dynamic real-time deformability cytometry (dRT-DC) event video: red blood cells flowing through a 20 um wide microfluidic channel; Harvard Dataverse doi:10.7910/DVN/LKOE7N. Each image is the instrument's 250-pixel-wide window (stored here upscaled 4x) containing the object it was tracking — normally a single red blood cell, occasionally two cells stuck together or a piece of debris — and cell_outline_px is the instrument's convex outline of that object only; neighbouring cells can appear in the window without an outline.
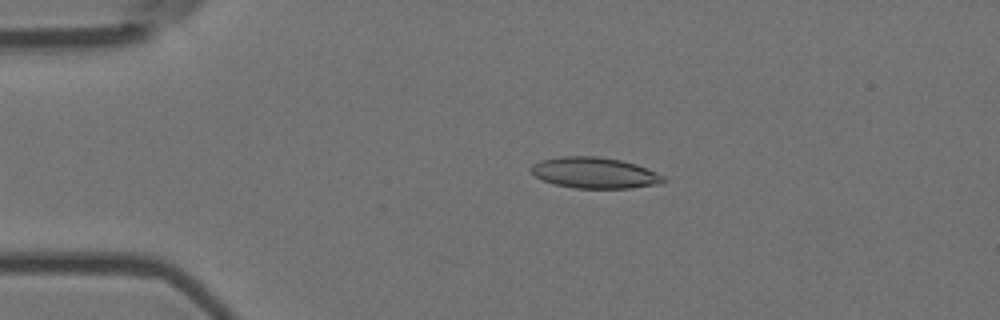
{"species": "Egyptian fruit bat (a non-hibernating species)", "species_latin": "Rousettus aegyptiacus", "temperature_condition": "room temperature", "stored_images_in_passage": 5, "camera_frame_rate_fps": 3000, "um_per_image_px": 0.085, "animal": {"sex": "female"}, "frame": {"image": 1, "passage_image": 3, "time_ms": 0.667, "image_size_px": [1000, 320], "cell_outline_px": [[664, 180], [660, 184], [628, 188], [576, 188], [556, 184], [544, 180], [536, 176], [528, 168], [532, 164], [540, 160], [560, 156], [596, 156], [620, 160], [636, 164], [648, 168], [664, 176]], "centroid_in_image_um": [50.53, 14.68], "position_along_channel_um": 34.5, "area_um2": 23.81}}
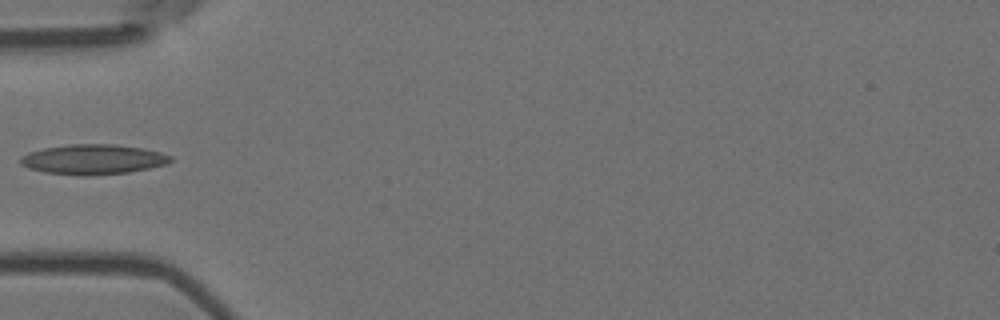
{"frame": {"image": 2, "passage_image": 5, "time_ms": 1.333, "image_size_px": [1000, 320], "cell_outline_px": [[172, 160], [168, 164], [128, 172], [84, 176], [80, 176], [44, 172], [28, 168], [20, 164], [20, 156], [28, 152], [44, 148], [68, 144], [116, 144], [144, 148], [160, 152], [172, 156]], "centroid_in_image_um": [7.9, 13.54], "position_along_channel_um": 77.1, "area_um2": 26.41}}